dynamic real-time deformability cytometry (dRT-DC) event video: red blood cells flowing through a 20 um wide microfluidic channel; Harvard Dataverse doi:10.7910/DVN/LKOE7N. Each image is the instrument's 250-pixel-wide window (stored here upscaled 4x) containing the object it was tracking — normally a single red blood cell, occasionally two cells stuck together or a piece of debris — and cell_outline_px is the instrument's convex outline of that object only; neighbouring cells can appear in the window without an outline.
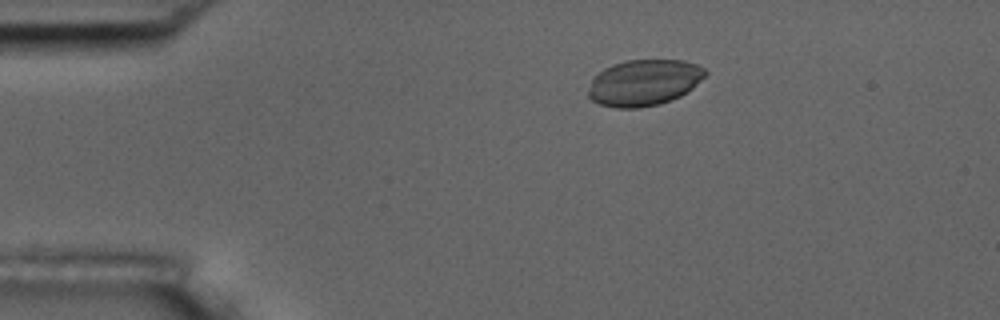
{"species": "common noctule bat (a hibernating species)", "species_latin": "Nyctalus noctula", "temperature_condition": "room temperature", "stored_images_in_passage": 6, "camera_frame_rate_fps": 3000, "um_per_image_px": 0.085, "animal": {"sex": "male", "body_mass_g": 17.5, "forearm_length_mm": 52.3}, "frame": {"image": 1, "passage_image": 3, "time_ms": 2.333, "image_size_px": [1000, 320], "cell_outline_px": [[708, 72], [692, 88], [680, 96], [672, 100], [660, 104], [640, 108], [616, 108], [600, 104], [592, 100], [588, 96], [588, 92], [592, 76], [604, 68], [612, 64], [628, 60], [684, 60], [696, 64], [704, 68]], "centroid_in_image_um": [54.72, 7.02], "position_along_channel_um": 30.3, "area_um2": 31.62}}
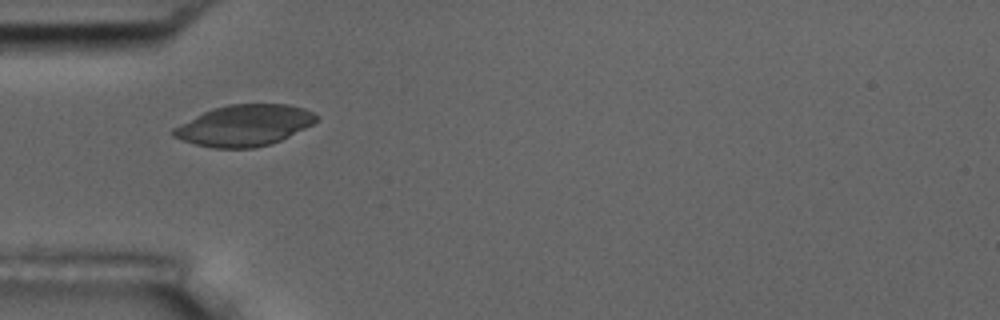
{"frame": {"image": 2, "passage_image": 5, "time_ms": 4.667, "image_size_px": [1000, 320], "cell_outline_px": [[320, 116], [312, 124], [272, 144], [256, 148], [212, 148], [196, 144], [172, 136], [168, 132], [172, 128], [212, 108], [228, 104], [288, 104], [304, 108]], "centroid_in_image_um": [20.75, 10.66], "position_along_channel_um": 64.2, "area_um2": 34.22}}